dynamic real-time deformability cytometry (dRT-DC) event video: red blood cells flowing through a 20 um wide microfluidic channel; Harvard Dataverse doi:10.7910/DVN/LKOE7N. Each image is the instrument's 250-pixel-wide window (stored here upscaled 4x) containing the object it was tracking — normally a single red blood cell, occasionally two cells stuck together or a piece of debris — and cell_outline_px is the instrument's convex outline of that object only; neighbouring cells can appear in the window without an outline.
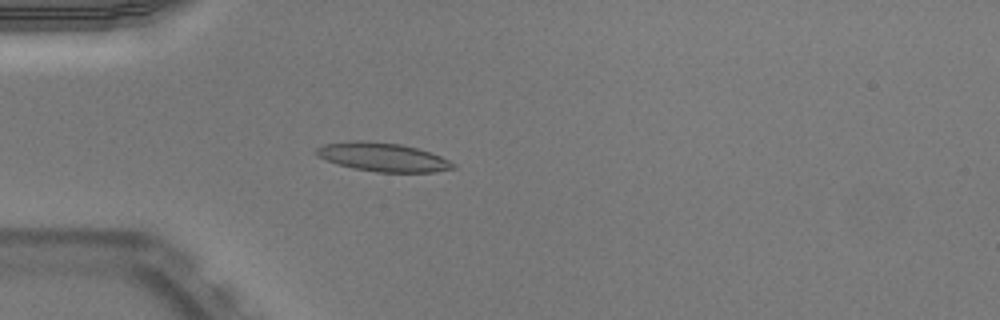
{"species": "Egyptian fruit bat (a non-hibernating species)", "species_latin": "Rousettus aegyptiacus", "temperature_condition": "warm", "stored_images_in_passage": 51, "camera_frame_rate_fps": 3000, "um_per_image_px": 0.085, "animal": {"sex": "male"}, "frame": {"image": 1, "passage_image": 15, "time_ms": 4.667, "image_size_px": [1000, 320], "cell_outline_px": [[456, 168], [432, 172], [376, 172], [352, 168], [328, 160], [320, 156], [316, 152], [316, 148], [324, 144], [352, 140], [368, 140], [400, 144], [416, 148], [440, 156], [456, 164]], "centroid_in_image_um": [32.56, 13.35], "position_along_channel_um": 52.4, "area_um2": 22.66}}
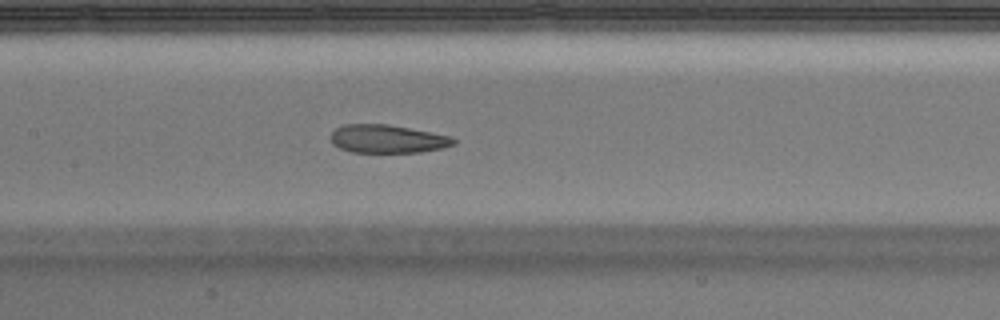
{"frame": {"image": 2, "passage_image": 25, "time_ms": 8.0, "image_size_px": [1000, 320], "cell_outline_px": [[456, 144], [444, 148], [420, 152], [352, 152], [340, 148], [332, 144], [328, 136], [336, 128], [344, 124], [388, 124], [452, 136], [456, 140]], "centroid_in_image_um": [32.93, 11.8], "position_along_channel_um": 174.5, "area_um2": 20.4}}
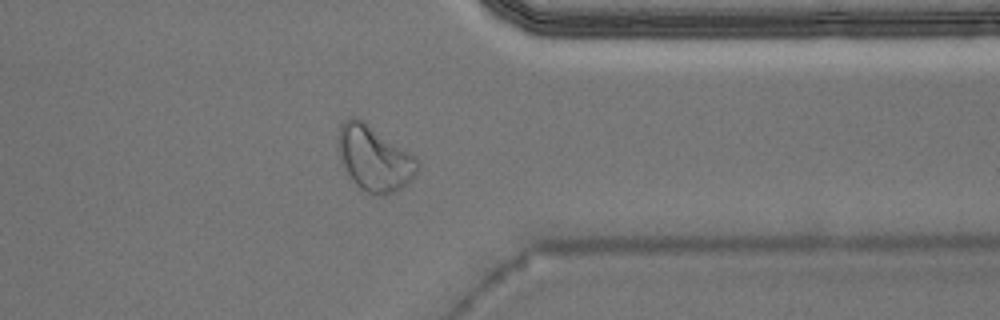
{"frame": {"image": 3, "passage_image": 41, "time_ms": 13.333, "image_size_px": [1000, 320], "cell_outline_px": [[420, 168], [412, 180], [396, 192], [380, 196], [372, 196], [360, 188], [352, 180], [336, 148], [336, 140], [340, 124], [348, 116], [356, 116], [364, 120], [416, 156], [420, 164]], "centroid_in_image_um": [31.82, 13.44], "position_along_channel_um": 379.6, "area_um2": 30.81}, "authors_computed_cell_mechanics": {"area_um2": 21.7328, "velocity_mm_per_s": 3.9536, "shape_relaxation_time_tau1_ms": 7.4867, "shape_relaxation_time_tau2_ms": 2.0303, "deformation_change_tau1": 0.2223, "deformation_change_tau2": 0.0993}}